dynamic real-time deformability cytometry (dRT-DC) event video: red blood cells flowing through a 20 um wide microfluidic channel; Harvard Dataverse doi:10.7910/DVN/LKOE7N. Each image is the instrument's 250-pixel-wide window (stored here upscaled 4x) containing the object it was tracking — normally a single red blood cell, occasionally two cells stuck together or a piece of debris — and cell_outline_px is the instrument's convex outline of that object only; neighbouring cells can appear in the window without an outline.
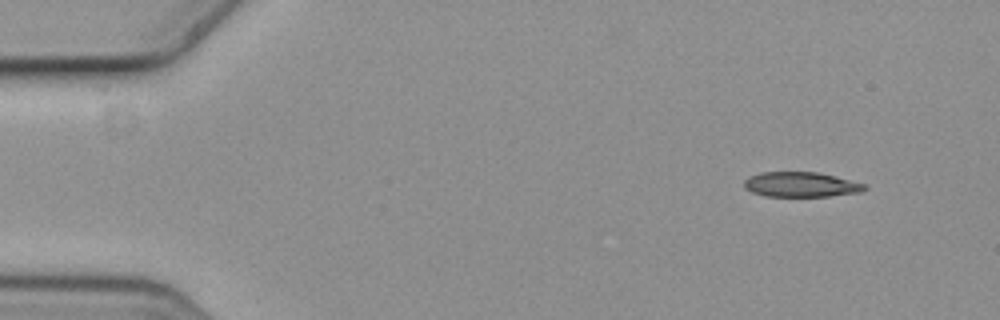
{"species": "common noctule bat (a hibernating species)", "species_latin": "Nyctalus noctula", "temperature_condition": "cold", "stored_images_in_passage": 3, "camera_frame_rate_fps": 3000, "um_per_image_px": 0.085, "animal": {"sex": "female", "body_mass_g": 19.3, "forearm_length_mm": 54.1}, "frame": {"image": 1, "passage_image": 1, "time_ms": 0.0, "image_size_px": [1000, 320], "cell_outline_px": [[868, 188], [860, 192], [828, 196], [764, 196], [752, 192], [744, 188], [744, 180], [760, 172], [816, 172], [836, 176], [864, 184]], "centroid_in_image_um": [68.06, 15.68], "position_along_channel_um": 16.9, "area_um2": 17.4}}